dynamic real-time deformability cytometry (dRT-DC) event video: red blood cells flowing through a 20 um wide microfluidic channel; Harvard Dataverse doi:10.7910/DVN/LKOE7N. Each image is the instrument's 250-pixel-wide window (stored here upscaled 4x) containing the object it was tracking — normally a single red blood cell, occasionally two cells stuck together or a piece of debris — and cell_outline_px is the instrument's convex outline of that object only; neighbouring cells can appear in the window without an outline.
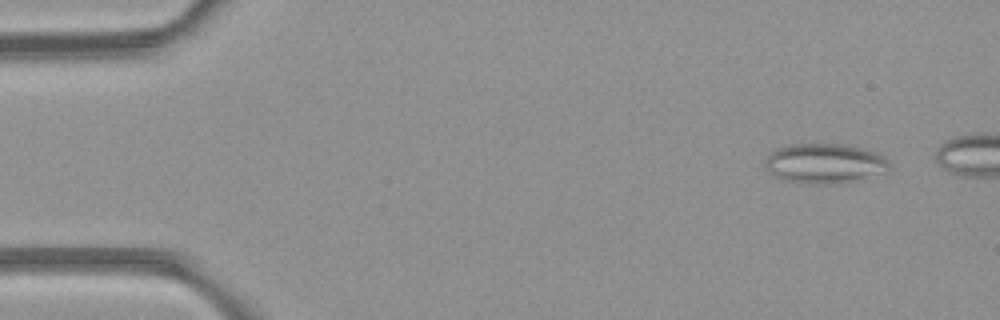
{"species": "common noctule bat (a hibernating species)", "species_latin": "Nyctalus noctula", "temperature_condition": "room temperature", "stored_images_in_passage": 4, "camera_frame_rate_fps": 3000, "um_per_image_px": 0.085, "animal": {"sex": "female", "body_mass_g": 21.9}, "frame": {"image": 1, "passage_image": 1, "time_ms": 0.0, "image_size_px": [1000, 320], "cell_outline_px": [[888, 164], [884, 172], [856, 180], [828, 184], [808, 184], [780, 180], [768, 172], [764, 168], [764, 160], [768, 152], [776, 148], [788, 144], [844, 144], [876, 152], [884, 156], [888, 160]], "centroid_in_image_um": [69.98, 13.89], "position_along_channel_um": 15.0, "area_um2": 29.07}}